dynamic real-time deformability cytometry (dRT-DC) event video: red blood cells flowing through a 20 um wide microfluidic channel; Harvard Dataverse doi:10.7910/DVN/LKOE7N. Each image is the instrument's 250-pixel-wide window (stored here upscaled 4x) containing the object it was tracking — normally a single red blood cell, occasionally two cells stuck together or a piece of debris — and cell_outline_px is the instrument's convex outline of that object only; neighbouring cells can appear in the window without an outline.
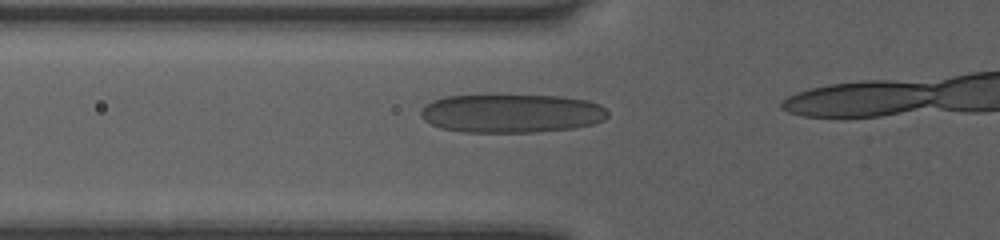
{"species": "human", "species_latin": "Homo sapiens", "temperature_condition": "room temperature", "stored_images_in_passage": 16, "camera_frame_rate_fps": 3000, "um_per_image_px": 0.085, "donor": {"sex": "female"}, "frame": {"image": 1, "passage_image": 14, "time_ms": 4.333, "image_size_px": [1000, 240], "cell_outline_px": [[608, 116], [604, 120], [592, 124], [576, 128], [536, 132], [460, 132], [440, 128], [424, 120], [420, 116], [420, 112], [424, 104], [432, 100], [444, 96], [560, 96], [588, 100], [600, 104], [608, 112]], "centroid_in_image_um": [43.47, 9.64], "position_along_channel_um": 82.3, "area_um2": 42.25}}